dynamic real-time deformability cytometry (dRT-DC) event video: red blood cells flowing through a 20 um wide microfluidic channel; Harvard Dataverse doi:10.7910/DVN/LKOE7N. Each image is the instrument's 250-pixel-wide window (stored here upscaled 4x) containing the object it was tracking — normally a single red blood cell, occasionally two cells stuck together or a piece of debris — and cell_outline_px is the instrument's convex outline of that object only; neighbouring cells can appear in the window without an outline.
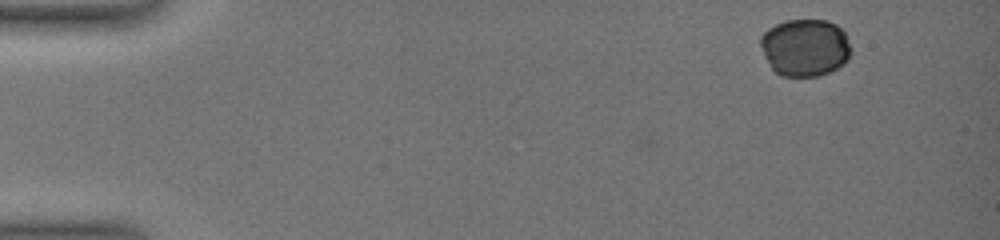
{"species": "common noctule bat (a hibernating species)", "species_latin": "Nyctalus noctula", "temperature_condition": "warm", "stored_images_in_passage": 6, "camera_frame_rate_fps": 3000, "um_per_image_px": 0.085, "animal": {"sex": "female", "body_mass_g": 19.0, "forearm_length_mm": 51.5}, "frame": {"image": 1, "passage_image": 1, "time_ms": 0.0, "image_size_px": [1000, 240], "cell_outline_px": [[852, 52], [848, 60], [844, 64], [820, 76], [780, 76], [772, 68], [764, 56], [760, 44], [760, 36], [768, 28], [784, 20], [828, 20], [836, 24], [844, 32], [852, 48]], "centroid_in_image_um": [68.44, 4.03], "position_along_channel_um": 16.6, "area_um2": 30.52}}